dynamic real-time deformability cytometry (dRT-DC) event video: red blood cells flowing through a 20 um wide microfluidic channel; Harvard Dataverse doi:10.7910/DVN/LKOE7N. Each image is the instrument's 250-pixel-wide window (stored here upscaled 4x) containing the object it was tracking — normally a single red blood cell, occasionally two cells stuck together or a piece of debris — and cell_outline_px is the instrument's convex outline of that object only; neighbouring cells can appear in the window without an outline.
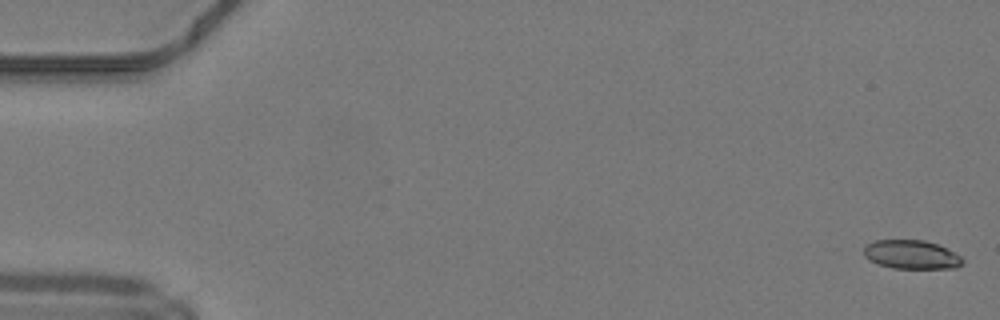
{"species": "common noctule bat (a hibernating species)", "species_latin": "Nyctalus noctula", "temperature_condition": "warm", "stored_images_in_passage": 49, "camera_frame_rate_fps": 3000, "um_per_image_px": 0.085, "animal": {"sex": "male", "body_mass_g": 19.2, "forearm_length_mm": 51.8}, "frame": {"image": 1, "passage_image": 1, "time_ms": 0.0, "image_size_px": [1000, 320], "cell_outline_px": [[964, 264], [956, 268], [892, 268], [876, 264], [868, 260], [864, 256], [864, 248], [868, 244], [876, 240], [924, 240], [936, 244], [960, 256], [964, 260]], "centroid_in_image_um": [77.45, 21.65], "position_along_channel_um": 7.6, "area_um2": 16.53}}
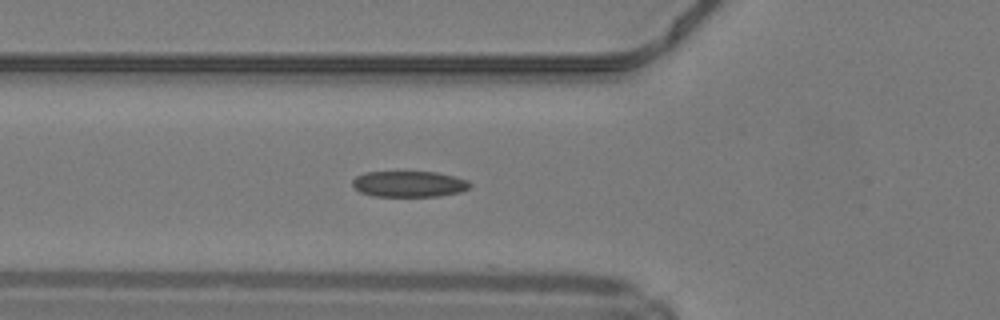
{"frame": {"image": 2, "passage_image": 18, "time_ms": 5.667, "image_size_px": [1000, 320], "cell_outline_px": [[472, 184], [468, 188], [460, 192], [440, 196], [372, 196], [360, 192], [352, 184], [352, 180], [356, 176], [364, 172], [436, 172], [468, 180]], "centroid_in_image_um": [34.76, 15.64], "position_along_channel_um": 91.0, "area_um2": 17.74}}
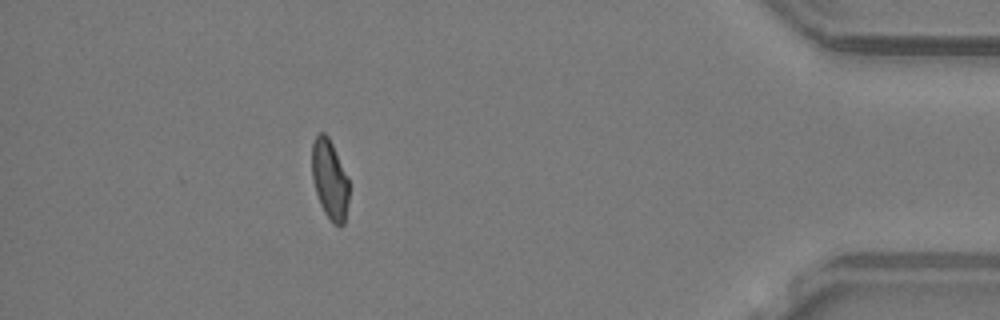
{"frame": {"image": 3, "passage_image": 44, "time_ms": 14.333, "image_size_px": [1000, 320], "cell_outline_px": [[348, 200], [344, 224], [340, 228], [332, 224], [324, 212], [320, 204], [316, 192], [312, 176], [312, 144], [316, 136], [320, 132], [324, 132], [328, 136], [348, 176]], "centroid_in_image_um": [28.03, 15.29], "position_along_channel_um": 407.2, "area_um2": 17.22}, "authors_computed_cell_mechanics": {"area_um2": 17.918, "velocity_mm_per_s": 4.2424, "shape_relaxation_time_tau1_ms": null, "shape_relaxation_time_tau2_ms": 2.3339, "deformation_change_tau1": null, "deformation_change_tau2": 0.0919}}